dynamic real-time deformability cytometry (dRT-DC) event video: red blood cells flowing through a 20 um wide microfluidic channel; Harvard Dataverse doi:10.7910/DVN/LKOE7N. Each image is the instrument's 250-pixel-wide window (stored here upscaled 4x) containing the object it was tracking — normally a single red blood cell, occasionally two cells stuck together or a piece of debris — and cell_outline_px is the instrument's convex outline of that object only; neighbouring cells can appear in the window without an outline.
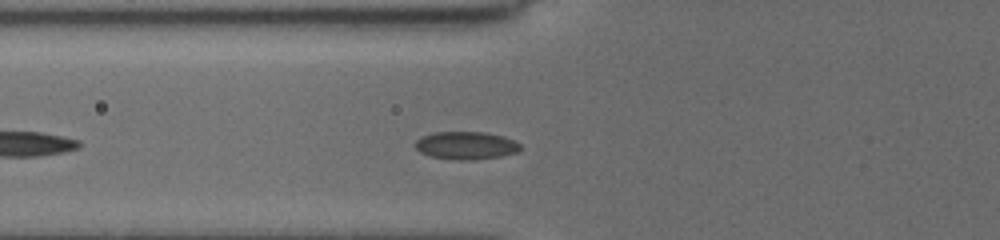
{"species": "common noctule bat (a hibernating species)", "species_latin": "Nyctalus noctula", "temperature_condition": "cold", "stored_images_in_passage": 34, "camera_frame_rate_fps": 3000, "um_per_image_px": 0.085, "animal": {"sex": "female", "body_mass_g": 19.5, "forearm_length_mm": 54.1}, "frame": {"image": 1, "passage_image": 7, "time_ms": 2.0, "image_size_px": [1000, 240], "cell_outline_px": [[520, 148], [516, 152], [500, 156], [472, 160], [452, 160], [432, 156], [420, 152], [416, 148], [416, 140], [420, 136], [432, 132], [484, 132], [504, 136], [520, 144]], "centroid_in_image_um": [39.58, 12.36], "position_along_channel_um": 86.2, "area_um2": 16.99}}
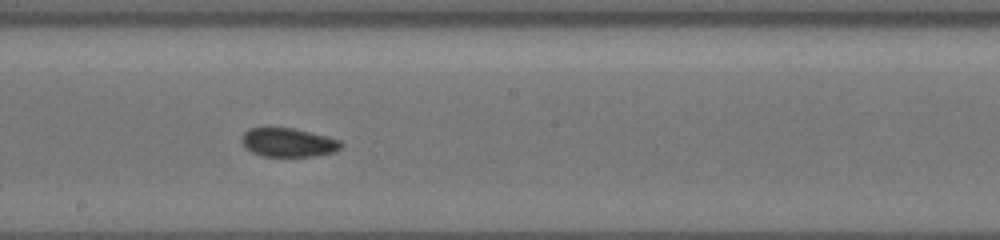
{"frame": {"image": 2, "passage_image": 18, "time_ms": 5.667, "image_size_px": [1000, 240], "cell_outline_px": [[344, 144], [336, 152], [316, 156], [264, 156], [252, 152], [244, 148], [240, 144], [240, 136], [248, 128], [292, 128], [340, 140]], "centroid_in_image_um": [24.45, 12.12], "position_along_channel_um": 223.7, "area_um2": 16.76}}
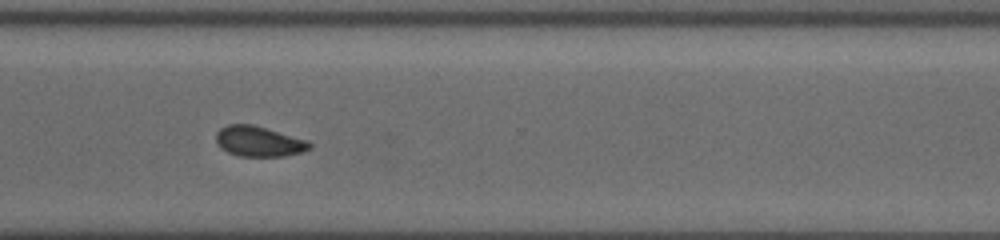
{"frame": {"image": 3, "passage_image": 28, "time_ms": 9.0, "image_size_px": [1000, 240], "cell_outline_px": [[312, 148], [300, 152], [284, 156], [240, 156], [228, 152], [220, 148], [216, 140], [216, 132], [220, 128], [228, 124], [252, 124], [308, 140], [312, 144]], "centroid_in_image_um": [21.99, 12.01], "position_along_channel_um": 348.6, "area_um2": 16.53}, "authors_computed_cell_mechanics": {"area_um2": 16.762, "velocity_mm_per_s": 3.743, "shape_relaxation_time_tau1_ms": null, "shape_relaxation_time_tau2_ms": 2.6594, "deformation_change_tau1": null, "deformation_change_tau2": 0.0577}}